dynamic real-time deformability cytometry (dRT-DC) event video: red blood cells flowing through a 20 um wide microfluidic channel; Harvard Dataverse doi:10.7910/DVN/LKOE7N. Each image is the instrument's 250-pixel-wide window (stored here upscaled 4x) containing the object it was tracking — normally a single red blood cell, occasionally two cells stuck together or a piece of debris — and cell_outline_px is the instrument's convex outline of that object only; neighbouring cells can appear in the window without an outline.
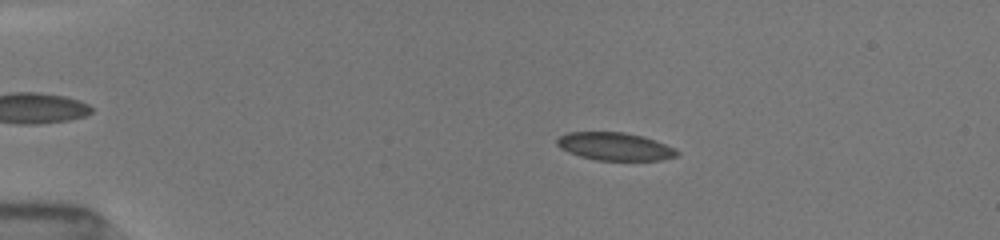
{"species": "common noctule bat (a hibernating species)", "species_latin": "Nyctalus noctula", "temperature_condition": "room temperature", "stored_images_in_passage": 51, "camera_frame_rate_fps": 3000, "um_per_image_px": 0.085, "animal": {"sex": "female", "body_mass_g": 19.5, "forearm_length_mm": 54.1}, "frame": {"image": 1, "passage_image": 10, "time_ms": 3.0, "image_size_px": [1000, 240], "cell_outline_px": [[680, 152], [676, 156], [660, 160], [596, 160], [580, 156], [568, 152], [560, 148], [556, 144], [556, 140], [560, 136], [568, 132], [624, 132], [644, 136], [664, 144]], "centroid_in_image_um": [52.22, 12.44], "position_along_channel_um": 32.8, "area_um2": 19.36}}
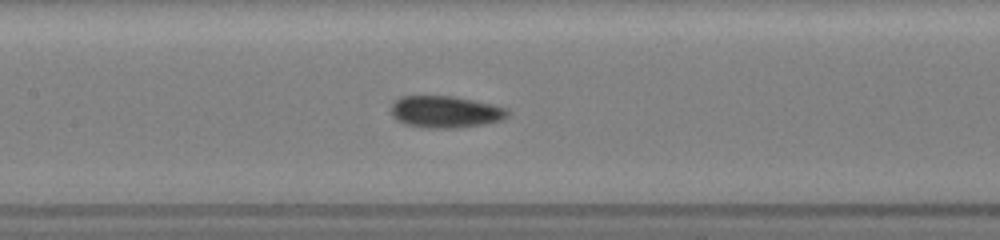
{"frame": {"image": 2, "passage_image": 25, "time_ms": 8.0, "image_size_px": [1000, 240], "cell_outline_px": [[508, 116], [500, 120], [480, 124], [456, 128], [424, 128], [404, 124], [396, 120], [392, 116], [392, 104], [400, 96], [452, 96], [492, 104], [508, 108]], "centroid_in_image_um": [37.82, 9.51], "position_along_channel_um": 169.6, "area_um2": 21.56}}
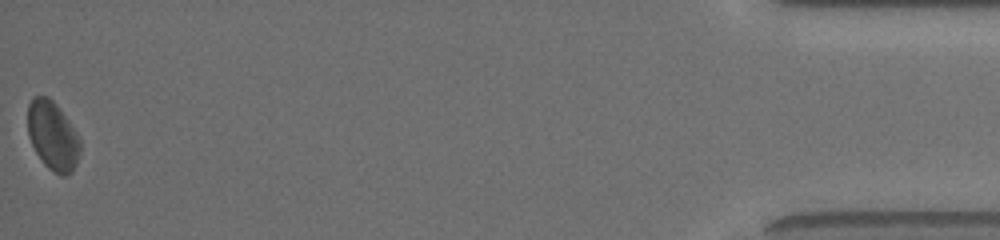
{"frame": {"image": 3, "passage_image": 51, "time_ms": 16.667, "image_size_px": [1000, 240], "cell_outline_px": [[80, 152], [76, 164], [72, 172], [68, 176], [60, 176], [52, 172], [44, 164], [36, 152], [28, 136], [28, 104], [32, 96], [48, 96], [60, 108], [76, 132], [80, 140]], "centroid_in_image_um": [4.48, 11.55], "position_along_channel_um": 430.7, "area_um2": 21.21}, "authors_computed_cell_mechanics": {"area_um2": 20.519, "velocity_mm_per_s": 4.0112, "shape_relaxation_time_tau1_ms": 3.7531, "shape_relaxation_time_tau2_ms": 1.417, "deformation_change_tau1": 0.0928, "deformation_change_tau2": 0.0532}}